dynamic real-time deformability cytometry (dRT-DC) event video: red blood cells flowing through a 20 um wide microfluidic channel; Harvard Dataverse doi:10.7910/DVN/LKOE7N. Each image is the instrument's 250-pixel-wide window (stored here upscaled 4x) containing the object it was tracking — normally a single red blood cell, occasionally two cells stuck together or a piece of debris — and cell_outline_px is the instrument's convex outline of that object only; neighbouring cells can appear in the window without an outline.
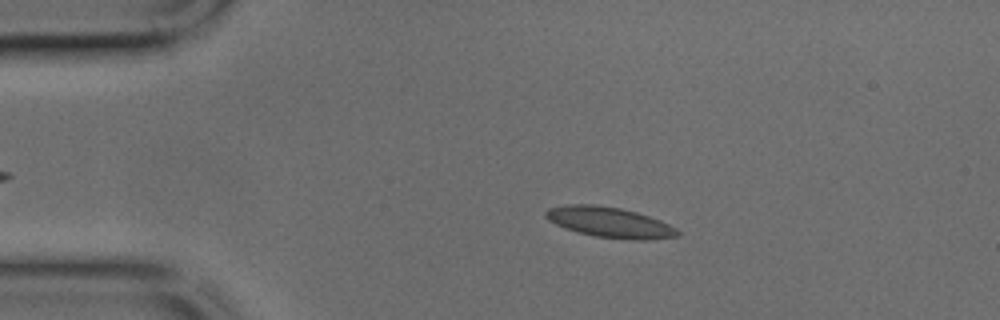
{"species": "common noctule bat (a hibernating species)", "species_latin": "Nyctalus noctula", "temperature_condition": "cold", "stored_images_in_passage": 39, "camera_frame_rate_fps": 3000, "um_per_image_px": 0.085, "animal": {"sex": "male", "body_mass_g": 17.9, "forearm_length_mm": 54.2}, "frame": {"image": 1, "passage_image": 8, "time_ms": 2.333, "image_size_px": [1000, 320], "cell_outline_px": [[680, 236], [652, 240], [632, 240], [596, 236], [564, 228], [548, 220], [544, 216], [544, 212], [548, 208], [564, 204], [596, 204], [620, 208], [636, 212], [660, 220], [676, 228], [680, 232]], "centroid_in_image_um": [51.82, 18.89], "position_along_channel_um": 33.2, "area_um2": 23.52}}
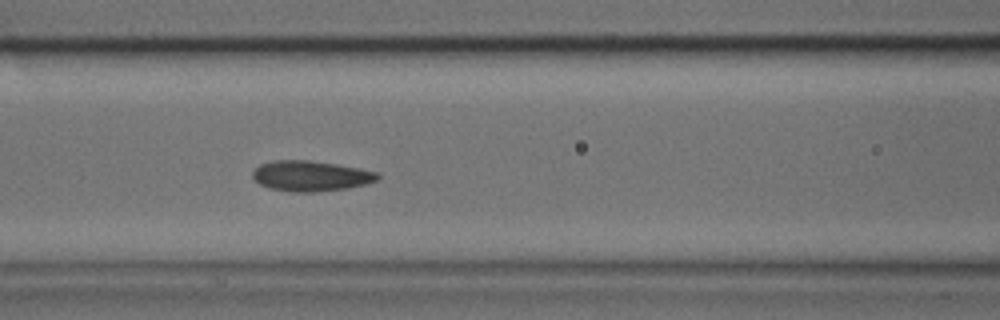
{"frame": {"image": 2, "passage_image": 18, "time_ms": 5.667, "image_size_px": [1000, 320], "cell_outline_px": [[380, 176], [376, 180], [364, 184], [348, 188], [312, 192], [288, 192], [268, 188], [260, 184], [252, 176], [252, 172], [260, 164], [272, 160], [308, 160], [336, 164], [380, 172]], "centroid_in_image_um": [26.39, 14.95], "position_along_channel_um": 140.2, "area_um2": 22.2}}
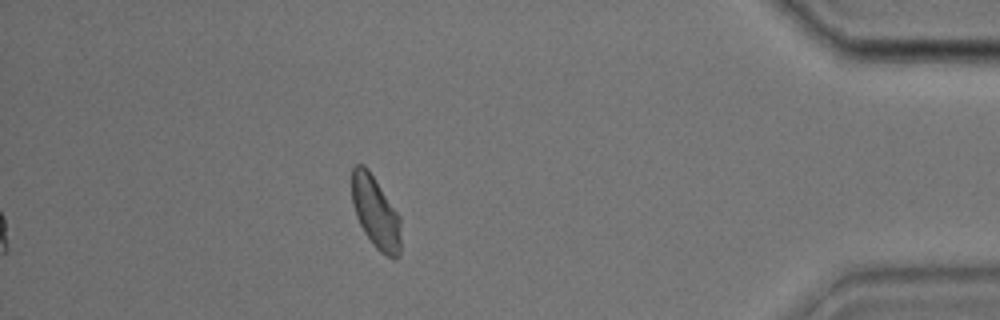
{"frame": {"image": 3, "passage_image": 39, "time_ms": 12.667, "image_size_px": [1000, 320], "cell_outline_px": [[400, 252], [396, 260], [392, 260], [380, 252], [372, 244], [364, 232], [356, 216], [352, 204], [352, 168], [356, 164], [364, 164], [368, 168], [400, 216]], "centroid_in_image_um": [31.93, 18.07], "position_along_channel_um": 403.3, "area_um2": 20.75}}